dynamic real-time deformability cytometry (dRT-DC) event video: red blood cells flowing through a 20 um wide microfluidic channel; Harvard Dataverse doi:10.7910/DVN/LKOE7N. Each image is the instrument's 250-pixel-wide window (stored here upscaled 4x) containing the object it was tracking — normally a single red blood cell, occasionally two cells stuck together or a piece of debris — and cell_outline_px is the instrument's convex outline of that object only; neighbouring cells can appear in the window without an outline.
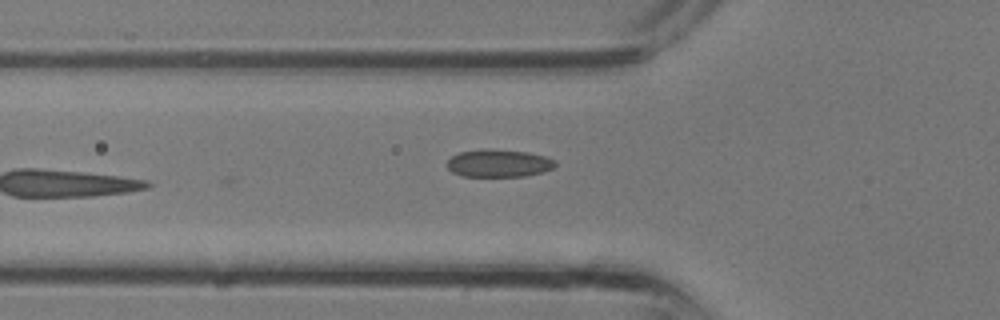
{"species": "common noctule bat (a hibernating species)", "species_latin": "Nyctalus noctula", "temperature_condition": "room temperature", "stored_images_in_passage": 12, "camera_frame_rate_fps": 3000, "um_per_image_px": 0.085, "animal": {"sex": "male", "body_mass_g": 13.3}, "frame": {"image": 1, "passage_image": 12, "time_ms": 3.667, "image_size_px": [1000, 320], "cell_outline_px": [[556, 164], [552, 168], [544, 172], [524, 176], [460, 176], [452, 172], [448, 168], [448, 160], [452, 156], [460, 152], [488, 148], [528, 152], [544, 156], [556, 160]], "centroid_in_image_um": [42.4, 13.87], "position_along_channel_um": 83.4, "area_um2": 17.46}}